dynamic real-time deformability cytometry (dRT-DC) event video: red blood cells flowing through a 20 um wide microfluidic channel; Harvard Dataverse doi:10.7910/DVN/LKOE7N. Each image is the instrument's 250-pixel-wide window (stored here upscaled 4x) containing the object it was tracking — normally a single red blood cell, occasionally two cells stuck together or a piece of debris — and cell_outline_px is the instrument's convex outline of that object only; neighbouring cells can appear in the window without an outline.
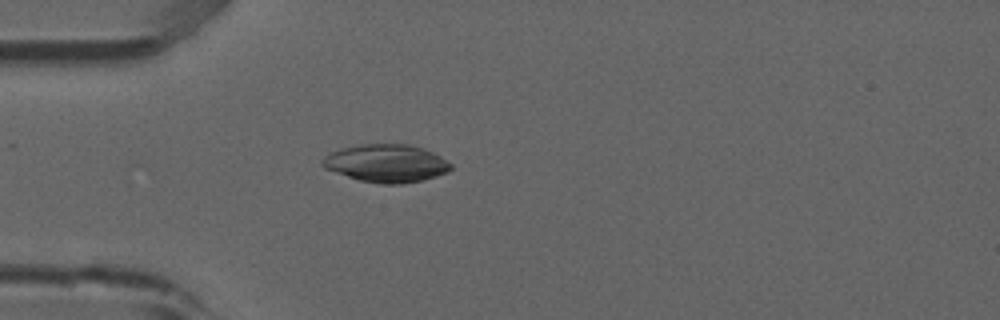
{"species": "common noctule bat (a hibernating species)", "species_latin": "Nyctalus noctula", "temperature_condition": "room temperature", "stored_images_in_passage": 5, "camera_frame_rate_fps": 3000, "um_per_image_px": 0.085, "animal": {"sex": "male", "forearm_length_mm": 52.5}, "frame": {"image": 1, "passage_image": 5, "time_ms": 1.333, "image_size_px": [1000, 320], "cell_outline_px": [[452, 168], [448, 172], [436, 176], [420, 180], [400, 184], [384, 184], [360, 180], [324, 168], [320, 164], [320, 160], [324, 156], [340, 148], [360, 144], [408, 144], [424, 148], [440, 156], [452, 164]], "centroid_in_image_um": [32.82, 13.87], "position_along_channel_um": 52.2, "area_um2": 28.26}}